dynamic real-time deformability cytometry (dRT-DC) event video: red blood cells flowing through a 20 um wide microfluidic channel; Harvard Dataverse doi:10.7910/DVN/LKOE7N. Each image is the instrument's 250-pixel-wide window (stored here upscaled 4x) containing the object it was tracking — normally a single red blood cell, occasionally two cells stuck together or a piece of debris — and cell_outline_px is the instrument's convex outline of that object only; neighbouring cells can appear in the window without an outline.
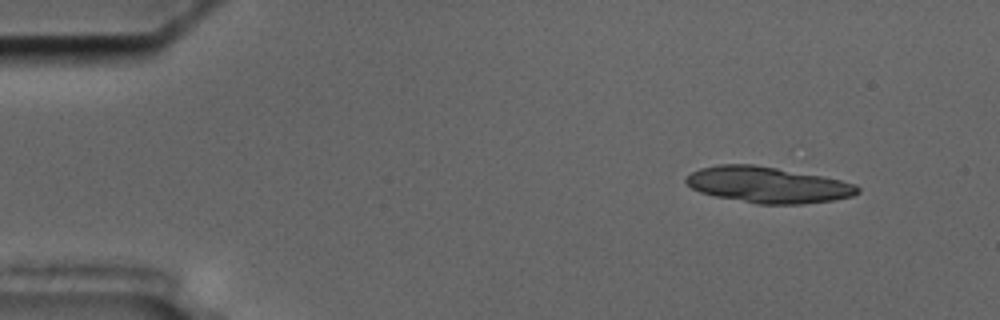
{"species": "common noctule bat (a hibernating species)", "species_latin": "Nyctalus noctula", "temperature_condition": "cold", "stored_images_in_passage": 50, "camera_frame_rate_fps": 3000, "um_per_image_px": 0.085, "animal": {"sex": "male", "body_mass_g": 17.5, "forearm_length_mm": 52.3}, "frame": {"image": 1, "passage_image": 1, "time_ms": 0.0, "image_size_px": [1000, 320], "cell_outline_px": [[860, 192], [852, 196], [832, 200], [800, 204], [756, 204], [716, 196], [700, 192], [692, 188], [684, 180], [692, 172], [700, 168], [720, 164], [752, 164], [776, 168], [820, 176], [840, 180], [856, 184], [860, 188]], "centroid_in_image_um": [65.26, 15.71], "position_along_channel_um": 19.7, "area_um2": 35.72}}
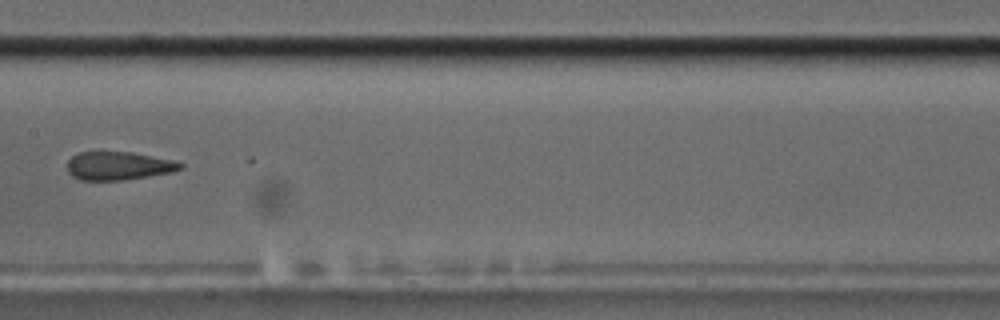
{"frame": {"image": 2, "passage_image": 24, "time_ms": 7.667, "image_size_px": [1000, 320], "cell_outline_px": [[184, 168], [172, 172], [124, 180], [80, 180], [72, 176], [68, 172], [68, 160], [72, 156], [80, 152], [132, 152], [172, 160], [184, 164]], "centroid_in_image_um": [10.08, 14.1], "position_along_channel_um": 197.3, "area_um2": 18.61}}
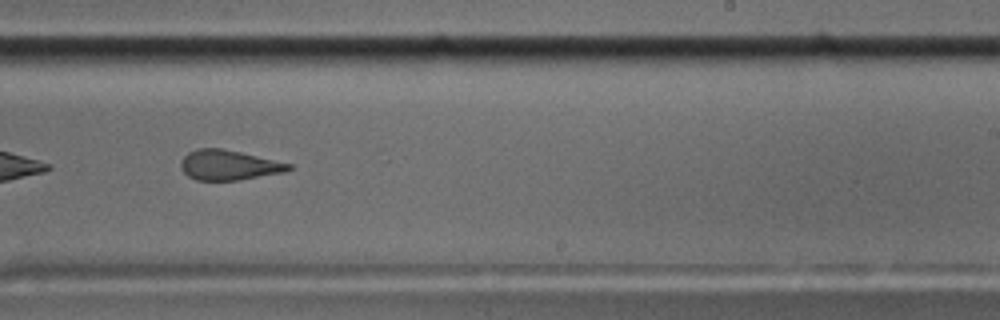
{"frame": {"image": 3, "passage_image": 30, "time_ms": 9.667, "image_size_px": [1000, 320], "cell_outline_px": [[292, 168], [284, 172], [240, 180], [196, 180], [188, 176], [180, 168], [180, 160], [188, 152], [196, 148], [220, 148], [240, 152], [292, 164]], "centroid_in_image_um": [19.41, 14.03], "position_along_channel_um": 269.6, "area_um2": 18.84}, "authors_computed_cell_mechanics": {"area_um2": 22.1663, "velocity_mm_per_s": 3.6201, "shape_relaxation_time_tau1_ms": null, "shape_relaxation_time_tau2_ms": 4.8416, "deformation_change_tau1": null, "deformation_change_tau2": 0.1311}}